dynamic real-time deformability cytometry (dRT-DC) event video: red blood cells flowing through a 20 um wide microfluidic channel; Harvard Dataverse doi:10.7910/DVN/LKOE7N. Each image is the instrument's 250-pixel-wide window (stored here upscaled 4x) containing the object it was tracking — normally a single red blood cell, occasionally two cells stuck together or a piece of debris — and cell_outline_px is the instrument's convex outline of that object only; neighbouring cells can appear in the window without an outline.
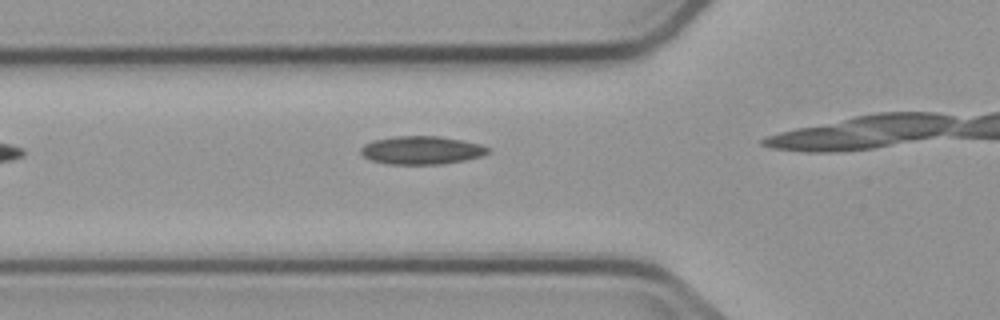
{"species": "common noctule bat (a hibernating species)", "species_latin": "Nyctalus noctula", "temperature_condition": "cold", "stored_images_in_passage": 4, "segment_of_instrument_passage": [1, 2], "camera_frame_rate_fps": 3000, "um_per_image_px": 0.085, "animal": {"sex": "male", "body_mass_g": 23.1, "forearm_length_mm": 52.7}, "frame": {"image": 1, "passage_image": 2, "time_ms": 1.667, "image_size_px": [1000, 320], "cell_outline_px": [[488, 152], [480, 156], [464, 160], [440, 164], [388, 164], [372, 160], [364, 156], [360, 152], [360, 148], [364, 144], [372, 140], [396, 136], [436, 136], [460, 140], [480, 144], [488, 148]], "centroid_in_image_um": [35.78, 12.76], "position_along_channel_um": 90.0, "area_um2": 20.63}}